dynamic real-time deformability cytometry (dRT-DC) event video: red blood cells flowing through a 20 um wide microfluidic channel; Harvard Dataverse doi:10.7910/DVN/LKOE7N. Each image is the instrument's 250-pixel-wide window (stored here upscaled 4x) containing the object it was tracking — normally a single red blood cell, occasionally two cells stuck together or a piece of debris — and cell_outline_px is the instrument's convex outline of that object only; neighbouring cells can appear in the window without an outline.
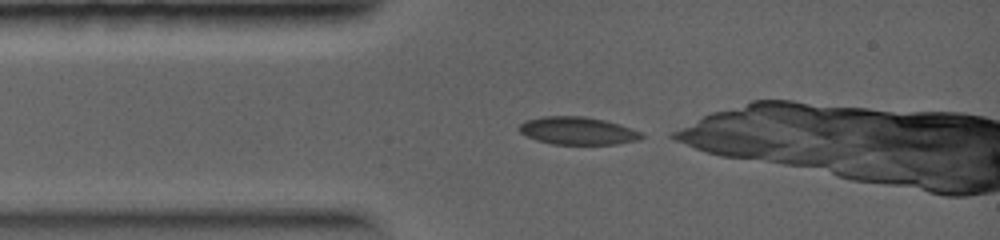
{"species": "common noctule bat (a hibernating species)", "species_latin": "Nyctalus noctula", "temperature_condition": "warm", "stored_images_in_passage": 3, "camera_frame_rate_fps": 5000, "um_per_image_px": 0.085, "animal": {"sex": "female", "body_mass_g": 19.0, "forearm_length_mm": 56.7}, "frame": {"image": 1, "passage_image": 1, "time_ms": 0.0, "image_size_px": [1000, 240], "cell_outline_px": [[644, 136], [640, 140], [616, 144], [552, 144], [536, 140], [520, 132], [516, 128], [524, 120], [540, 116], [584, 116], [604, 120], [620, 124], [640, 132]], "centroid_in_image_um": [49.07, 11.11], "position_along_channel_um": 35.9, "area_um2": 19.88}}